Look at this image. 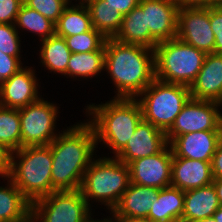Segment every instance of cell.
<instances>
[{
  "label": "cell",
  "mask_w": 222,
  "mask_h": 222,
  "mask_svg": "<svg viewBox=\"0 0 222 222\" xmlns=\"http://www.w3.org/2000/svg\"><path fill=\"white\" fill-rule=\"evenodd\" d=\"M168 146L158 154L130 162V183L158 189L171 186L173 153Z\"/></svg>",
  "instance_id": "4fadbf2b"
},
{
  "label": "cell",
  "mask_w": 222,
  "mask_h": 222,
  "mask_svg": "<svg viewBox=\"0 0 222 222\" xmlns=\"http://www.w3.org/2000/svg\"><path fill=\"white\" fill-rule=\"evenodd\" d=\"M166 133L142 119L126 146L115 156L125 164L160 153L167 145Z\"/></svg>",
  "instance_id": "5bb4252c"
},
{
  "label": "cell",
  "mask_w": 222,
  "mask_h": 222,
  "mask_svg": "<svg viewBox=\"0 0 222 222\" xmlns=\"http://www.w3.org/2000/svg\"><path fill=\"white\" fill-rule=\"evenodd\" d=\"M113 157L93 159L84 173L79 190L89 206L94 199L112 211L130 184L128 165Z\"/></svg>",
  "instance_id": "5b68a950"
},
{
  "label": "cell",
  "mask_w": 222,
  "mask_h": 222,
  "mask_svg": "<svg viewBox=\"0 0 222 222\" xmlns=\"http://www.w3.org/2000/svg\"><path fill=\"white\" fill-rule=\"evenodd\" d=\"M19 109L0 106V143L11 152L21 148Z\"/></svg>",
  "instance_id": "f1b7e54d"
},
{
  "label": "cell",
  "mask_w": 222,
  "mask_h": 222,
  "mask_svg": "<svg viewBox=\"0 0 222 222\" xmlns=\"http://www.w3.org/2000/svg\"><path fill=\"white\" fill-rule=\"evenodd\" d=\"M213 180L211 162L173 156L171 186L185 192L209 185Z\"/></svg>",
  "instance_id": "d6986e66"
},
{
  "label": "cell",
  "mask_w": 222,
  "mask_h": 222,
  "mask_svg": "<svg viewBox=\"0 0 222 222\" xmlns=\"http://www.w3.org/2000/svg\"><path fill=\"white\" fill-rule=\"evenodd\" d=\"M176 38L205 54L214 53L215 36L210 25V7L183 0L177 14Z\"/></svg>",
  "instance_id": "9c48e42d"
},
{
  "label": "cell",
  "mask_w": 222,
  "mask_h": 222,
  "mask_svg": "<svg viewBox=\"0 0 222 222\" xmlns=\"http://www.w3.org/2000/svg\"><path fill=\"white\" fill-rule=\"evenodd\" d=\"M145 121L167 133L190 98V88L157 78L138 96Z\"/></svg>",
  "instance_id": "52a82bcc"
},
{
  "label": "cell",
  "mask_w": 222,
  "mask_h": 222,
  "mask_svg": "<svg viewBox=\"0 0 222 222\" xmlns=\"http://www.w3.org/2000/svg\"><path fill=\"white\" fill-rule=\"evenodd\" d=\"M216 222H222V206H220L214 213L213 216Z\"/></svg>",
  "instance_id": "60d3db41"
},
{
  "label": "cell",
  "mask_w": 222,
  "mask_h": 222,
  "mask_svg": "<svg viewBox=\"0 0 222 222\" xmlns=\"http://www.w3.org/2000/svg\"><path fill=\"white\" fill-rule=\"evenodd\" d=\"M40 60L45 68L51 72L67 75L68 60L72 52L63 37L53 35L42 40Z\"/></svg>",
  "instance_id": "484cf974"
},
{
  "label": "cell",
  "mask_w": 222,
  "mask_h": 222,
  "mask_svg": "<svg viewBox=\"0 0 222 222\" xmlns=\"http://www.w3.org/2000/svg\"><path fill=\"white\" fill-rule=\"evenodd\" d=\"M104 69L116 87L115 98H138L155 79L154 49L106 38Z\"/></svg>",
  "instance_id": "7a4b0ae2"
},
{
  "label": "cell",
  "mask_w": 222,
  "mask_h": 222,
  "mask_svg": "<svg viewBox=\"0 0 222 222\" xmlns=\"http://www.w3.org/2000/svg\"><path fill=\"white\" fill-rule=\"evenodd\" d=\"M21 57H13L0 51V84L22 68Z\"/></svg>",
  "instance_id": "d6a6232c"
},
{
  "label": "cell",
  "mask_w": 222,
  "mask_h": 222,
  "mask_svg": "<svg viewBox=\"0 0 222 222\" xmlns=\"http://www.w3.org/2000/svg\"><path fill=\"white\" fill-rule=\"evenodd\" d=\"M210 25L215 36L214 53L222 54V7H210Z\"/></svg>",
  "instance_id": "836d02e7"
},
{
  "label": "cell",
  "mask_w": 222,
  "mask_h": 222,
  "mask_svg": "<svg viewBox=\"0 0 222 222\" xmlns=\"http://www.w3.org/2000/svg\"><path fill=\"white\" fill-rule=\"evenodd\" d=\"M213 179L222 178V136L217 144L216 152L211 161Z\"/></svg>",
  "instance_id": "d590c367"
},
{
  "label": "cell",
  "mask_w": 222,
  "mask_h": 222,
  "mask_svg": "<svg viewBox=\"0 0 222 222\" xmlns=\"http://www.w3.org/2000/svg\"><path fill=\"white\" fill-rule=\"evenodd\" d=\"M109 222H117L116 220H114V218L112 217V218H110L109 217Z\"/></svg>",
  "instance_id": "f6af8a7d"
},
{
  "label": "cell",
  "mask_w": 222,
  "mask_h": 222,
  "mask_svg": "<svg viewBox=\"0 0 222 222\" xmlns=\"http://www.w3.org/2000/svg\"><path fill=\"white\" fill-rule=\"evenodd\" d=\"M39 87L35 70L22 67L0 84V106L19 109L37 101Z\"/></svg>",
  "instance_id": "9a60e30c"
},
{
  "label": "cell",
  "mask_w": 222,
  "mask_h": 222,
  "mask_svg": "<svg viewBox=\"0 0 222 222\" xmlns=\"http://www.w3.org/2000/svg\"><path fill=\"white\" fill-rule=\"evenodd\" d=\"M86 113L91 117L96 144H106L116 156L134 134L143 119L142 108L136 98H113L109 102L88 105ZM93 118V119H92Z\"/></svg>",
  "instance_id": "3957f363"
},
{
  "label": "cell",
  "mask_w": 222,
  "mask_h": 222,
  "mask_svg": "<svg viewBox=\"0 0 222 222\" xmlns=\"http://www.w3.org/2000/svg\"><path fill=\"white\" fill-rule=\"evenodd\" d=\"M107 5L115 10H119L120 14L125 16L134 7H136L140 0H106Z\"/></svg>",
  "instance_id": "8d00e7d4"
},
{
  "label": "cell",
  "mask_w": 222,
  "mask_h": 222,
  "mask_svg": "<svg viewBox=\"0 0 222 222\" xmlns=\"http://www.w3.org/2000/svg\"><path fill=\"white\" fill-rule=\"evenodd\" d=\"M51 171L49 145L26 146L11 153L8 177L31 203L52 193Z\"/></svg>",
  "instance_id": "277c9868"
},
{
  "label": "cell",
  "mask_w": 222,
  "mask_h": 222,
  "mask_svg": "<svg viewBox=\"0 0 222 222\" xmlns=\"http://www.w3.org/2000/svg\"><path fill=\"white\" fill-rule=\"evenodd\" d=\"M220 206L213 183L187 190L184 192V210L181 220L196 222L211 218Z\"/></svg>",
  "instance_id": "ffe728a7"
},
{
  "label": "cell",
  "mask_w": 222,
  "mask_h": 222,
  "mask_svg": "<svg viewBox=\"0 0 222 222\" xmlns=\"http://www.w3.org/2000/svg\"><path fill=\"white\" fill-rule=\"evenodd\" d=\"M58 107L42 98L19 108L21 125V148L26 146H47L59 134L54 130ZM55 132V133H54Z\"/></svg>",
  "instance_id": "30bf717a"
},
{
  "label": "cell",
  "mask_w": 222,
  "mask_h": 222,
  "mask_svg": "<svg viewBox=\"0 0 222 222\" xmlns=\"http://www.w3.org/2000/svg\"><path fill=\"white\" fill-rule=\"evenodd\" d=\"M222 130L195 131L174 137L169 145L173 156L211 162Z\"/></svg>",
  "instance_id": "2e32d148"
},
{
  "label": "cell",
  "mask_w": 222,
  "mask_h": 222,
  "mask_svg": "<svg viewBox=\"0 0 222 222\" xmlns=\"http://www.w3.org/2000/svg\"><path fill=\"white\" fill-rule=\"evenodd\" d=\"M11 151L0 143V176L7 178L10 173Z\"/></svg>",
  "instance_id": "74e56055"
},
{
  "label": "cell",
  "mask_w": 222,
  "mask_h": 222,
  "mask_svg": "<svg viewBox=\"0 0 222 222\" xmlns=\"http://www.w3.org/2000/svg\"><path fill=\"white\" fill-rule=\"evenodd\" d=\"M183 0H140L145 13L146 28L150 29V48L176 38L177 14Z\"/></svg>",
  "instance_id": "7c38bea8"
},
{
  "label": "cell",
  "mask_w": 222,
  "mask_h": 222,
  "mask_svg": "<svg viewBox=\"0 0 222 222\" xmlns=\"http://www.w3.org/2000/svg\"><path fill=\"white\" fill-rule=\"evenodd\" d=\"M72 53H84L100 50L106 38L95 28L85 33L63 37Z\"/></svg>",
  "instance_id": "f546056e"
},
{
  "label": "cell",
  "mask_w": 222,
  "mask_h": 222,
  "mask_svg": "<svg viewBox=\"0 0 222 222\" xmlns=\"http://www.w3.org/2000/svg\"><path fill=\"white\" fill-rule=\"evenodd\" d=\"M14 25L17 28L39 34L41 41L55 35V23L24 3L17 14Z\"/></svg>",
  "instance_id": "83f0119b"
},
{
  "label": "cell",
  "mask_w": 222,
  "mask_h": 222,
  "mask_svg": "<svg viewBox=\"0 0 222 222\" xmlns=\"http://www.w3.org/2000/svg\"><path fill=\"white\" fill-rule=\"evenodd\" d=\"M90 209L79 189L54 191L32 203L31 222H85Z\"/></svg>",
  "instance_id": "ba28073f"
},
{
  "label": "cell",
  "mask_w": 222,
  "mask_h": 222,
  "mask_svg": "<svg viewBox=\"0 0 222 222\" xmlns=\"http://www.w3.org/2000/svg\"><path fill=\"white\" fill-rule=\"evenodd\" d=\"M190 88V97L222 104V54H206Z\"/></svg>",
  "instance_id": "e0dca14e"
},
{
  "label": "cell",
  "mask_w": 222,
  "mask_h": 222,
  "mask_svg": "<svg viewBox=\"0 0 222 222\" xmlns=\"http://www.w3.org/2000/svg\"><path fill=\"white\" fill-rule=\"evenodd\" d=\"M173 222H186L184 220H176V221H173Z\"/></svg>",
  "instance_id": "bcb514c9"
},
{
  "label": "cell",
  "mask_w": 222,
  "mask_h": 222,
  "mask_svg": "<svg viewBox=\"0 0 222 222\" xmlns=\"http://www.w3.org/2000/svg\"><path fill=\"white\" fill-rule=\"evenodd\" d=\"M196 222H216V221L214 220L213 217H211V218H206L204 220H200V221H196Z\"/></svg>",
  "instance_id": "ee69618b"
},
{
  "label": "cell",
  "mask_w": 222,
  "mask_h": 222,
  "mask_svg": "<svg viewBox=\"0 0 222 222\" xmlns=\"http://www.w3.org/2000/svg\"><path fill=\"white\" fill-rule=\"evenodd\" d=\"M85 222H109V218L107 219H101V220H94V219H92V217L90 216Z\"/></svg>",
  "instance_id": "7bdbcfd3"
},
{
  "label": "cell",
  "mask_w": 222,
  "mask_h": 222,
  "mask_svg": "<svg viewBox=\"0 0 222 222\" xmlns=\"http://www.w3.org/2000/svg\"><path fill=\"white\" fill-rule=\"evenodd\" d=\"M158 188L130 183L117 205L111 211L114 219H147Z\"/></svg>",
  "instance_id": "ac0fdd59"
},
{
  "label": "cell",
  "mask_w": 222,
  "mask_h": 222,
  "mask_svg": "<svg viewBox=\"0 0 222 222\" xmlns=\"http://www.w3.org/2000/svg\"><path fill=\"white\" fill-rule=\"evenodd\" d=\"M23 0H0V23L14 24Z\"/></svg>",
  "instance_id": "e575fe53"
},
{
  "label": "cell",
  "mask_w": 222,
  "mask_h": 222,
  "mask_svg": "<svg viewBox=\"0 0 222 222\" xmlns=\"http://www.w3.org/2000/svg\"><path fill=\"white\" fill-rule=\"evenodd\" d=\"M196 4L207 7H222V0H191Z\"/></svg>",
  "instance_id": "f35d334b"
},
{
  "label": "cell",
  "mask_w": 222,
  "mask_h": 222,
  "mask_svg": "<svg viewBox=\"0 0 222 222\" xmlns=\"http://www.w3.org/2000/svg\"><path fill=\"white\" fill-rule=\"evenodd\" d=\"M117 222H150L147 219H114Z\"/></svg>",
  "instance_id": "b9f144b4"
},
{
  "label": "cell",
  "mask_w": 222,
  "mask_h": 222,
  "mask_svg": "<svg viewBox=\"0 0 222 222\" xmlns=\"http://www.w3.org/2000/svg\"><path fill=\"white\" fill-rule=\"evenodd\" d=\"M70 0H23V3L56 23Z\"/></svg>",
  "instance_id": "4dcf8cb0"
},
{
  "label": "cell",
  "mask_w": 222,
  "mask_h": 222,
  "mask_svg": "<svg viewBox=\"0 0 222 222\" xmlns=\"http://www.w3.org/2000/svg\"><path fill=\"white\" fill-rule=\"evenodd\" d=\"M155 78L190 87L206 54L178 38L160 42L154 49Z\"/></svg>",
  "instance_id": "8992f818"
},
{
  "label": "cell",
  "mask_w": 222,
  "mask_h": 222,
  "mask_svg": "<svg viewBox=\"0 0 222 222\" xmlns=\"http://www.w3.org/2000/svg\"><path fill=\"white\" fill-rule=\"evenodd\" d=\"M114 39L120 43L150 48V29L146 28L145 13L139 5L123 16L120 30Z\"/></svg>",
  "instance_id": "603a6c76"
},
{
  "label": "cell",
  "mask_w": 222,
  "mask_h": 222,
  "mask_svg": "<svg viewBox=\"0 0 222 222\" xmlns=\"http://www.w3.org/2000/svg\"><path fill=\"white\" fill-rule=\"evenodd\" d=\"M49 144L52 153V192L80 189L97 146L92 125L77 123L61 130Z\"/></svg>",
  "instance_id": "6da1fadb"
},
{
  "label": "cell",
  "mask_w": 222,
  "mask_h": 222,
  "mask_svg": "<svg viewBox=\"0 0 222 222\" xmlns=\"http://www.w3.org/2000/svg\"><path fill=\"white\" fill-rule=\"evenodd\" d=\"M184 210V191L169 186L159 189L147 217L150 222H173L182 219Z\"/></svg>",
  "instance_id": "7402d4cb"
},
{
  "label": "cell",
  "mask_w": 222,
  "mask_h": 222,
  "mask_svg": "<svg viewBox=\"0 0 222 222\" xmlns=\"http://www.w3.org/2000/svg\"><path fill=\"white\" fill-rule=\"evenodd\" d=\"M14 24L0 23V51L13 57L20 56V37Z\"/></svg>",
  "instance_id": "1f68e13d"
},
{
  "label": "cell",
  "mask_w": 222,
  "mask_h": 222,
  "mask_svg": "<svg viewBox=\"0 0 222 222\" xmlns=\"http://www.w3.org/2000/svg\"><path fill=\"white\" fill-rule=\"evenodd\" d=\"M214 101L189 98L166 133L168 143L179 135L195 131L222 130V114Z\"/></svg>",
  "instance_id": "8fae6325"
},
{
  "label": "cell",
  "mask_w": 222,
  "mask_h": 222,
  "mask_svg": "<svg viewBox=\"0 0 222 222\" xmlns=\"http://www.w3.org/2000/svg\"><path fill=\"white\" fill-rule=\"evenodd\" d=\"M92 26L105 38H114L120 30L123 15L107 5L106 0H85Z\"/></svg>",
  "instance_id": "cb8c5ba5"
},
{
  "label": "cell",
  "mask_w": 222,
  "mask_h": 222,
  "mask_svg": "<svg viewBox=\"0 0 222 222\" xmlns=\"http://www.w3.org/2000/svg\"><path fill=\"white\" fill-rule=\"evenodd\" d=\"M7 179V186H0V222H31L32 203Z\"/></svg>",
  "instance_id": "44dd1931"
},
{
  "label": "cell",
  "mask_w": 222,
  "mask_h": 222,
  "mask_svg": "<svg viewBox=\"0 0 222 222\" xmlns=\"http://www.w3.org/2000/svg\"><path fill=\"white\" fill-rule=\"evenodd\" d=\"M93 28L89 10L84 2L68 5L55 23V35L60 37L85 33Z\"/></svg>",
  "instance_id": "d4e9b609"
},
{
  "label": "cell",
  "mask_w": 222,
  "mask_h": 222,
  "mask_svg": "<svg viewBox=\"0 0 222 222\" xmlns=\"http://www.w3.org/2000/svg\"><path fill=\"white\" fill-rule=\"evenodd\" d=\"M212 183L215 187L219 203L222 206V178L214 179Z\"/></svg>",
  "instance_id": "ab89813d"
},
{
  "label": "cell",
  "mask_w": 222,
  "mask_h": 222,
  "mask_svg": "<svg viewBox=\"0 0 222 222\" xmlns=\"http://www.w3.org/2000/svg\"><path fill=\"white\" fill-rule=\"evenodd\" d=\"M105 45L97 51L72 53L68 60L67 75L85 79L98 75L104 69Z\"/></svg>",
  "instance_id": "4316f807"
}]
</instances>
